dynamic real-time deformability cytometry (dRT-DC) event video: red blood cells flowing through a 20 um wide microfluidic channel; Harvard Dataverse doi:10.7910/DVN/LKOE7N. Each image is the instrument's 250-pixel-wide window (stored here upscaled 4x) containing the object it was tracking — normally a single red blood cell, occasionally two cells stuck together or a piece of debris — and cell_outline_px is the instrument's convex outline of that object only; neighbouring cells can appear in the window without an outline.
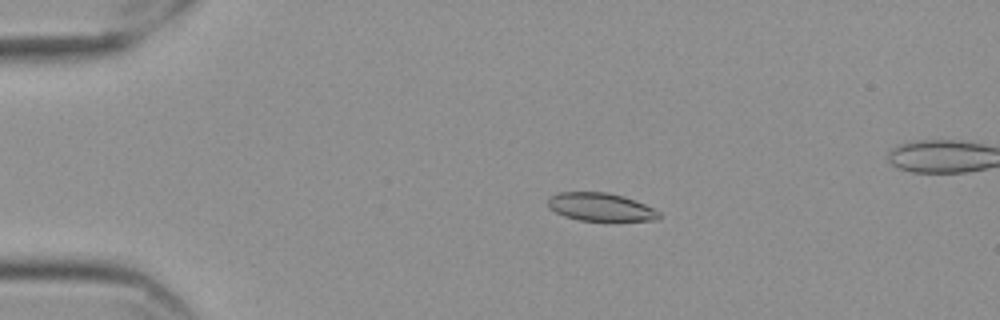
{"species": "Egyptian fruit bat (a non-hibernating species)", "species_latin": "Rousettus aegyptiacus", "temperature_condition": "cold", "stored_images_in_passage": 59, "camera_frame_rate_fps": 3000, "um_per_image_px": 0.085, "frame": {"image": 1, "passage_image": 13, "time_ms": 4.0, "image_size_px": [1000, 320], "cell_outline_px": [[660, 216], [656, 220], [580, 220], [564, 216], [548, 208], [548, 196], [560, 192], [608, 192], [624, 196], [636, 200], [660, 212]], "centroid_in_image_um": [51.02, 17.58], "position_along_channel_um": 34.0, "area_um2": 18.09}}
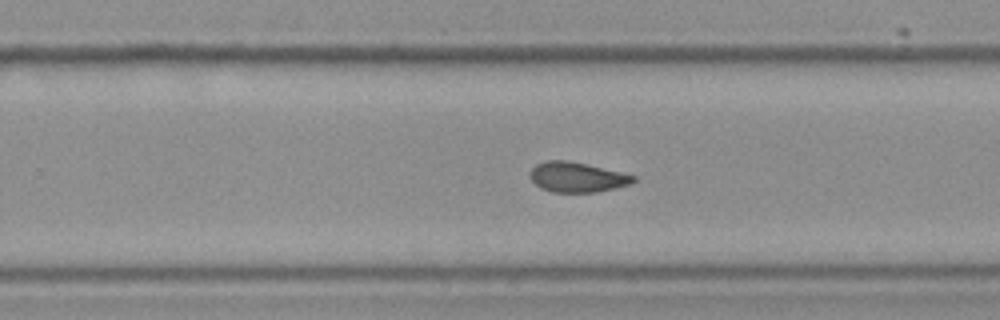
{"frame": {"image": 2, "passage_image": 38, "time_ms": 12.333, "image_size_px": [1000, 320], "cell_outline_px": [[636, 180], [632, 184], [616, 188], [596, 192], [552, 192], [540, 188], [528, 176], [532, 168], [536, 164], [548, 160], [568, 160], [620, 172], [636, 176]], "centroid_in_image_um": [49.04, 15.06], "position_along_channel_um": 280.8, "area_um2": 18.09}}
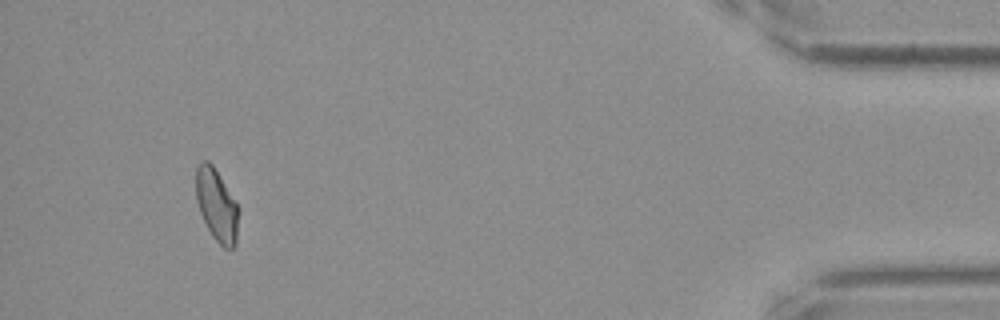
{"frame": {"image": 3, "passage_image": 55, "time_ms": 18.0, "image_size_px": [1000, 320], "cell_outline_px": [[240, 212], [236, 244], [232, 248], [224, 248], [212, 236], [200, 212], [196, 200], [196, 168], [200, 160], [208, 160], [212, 164], [236, 204]], "centroid_in_image_um": [18.41, 17.45], "position_along_channel_um": 416.8, "area_um2": 17.8}, "authors_computed_cell_mechanics": {"area_um2": 18.4382, "velocity_mm_per_s": 3.5453, "shape_relaxation_time_tau1_ms": null, "shape_relaxation_time_tau2_ms": 2.7026, "deformation_change_tau1": null, "deformation_change_tau2": 0.0704}}